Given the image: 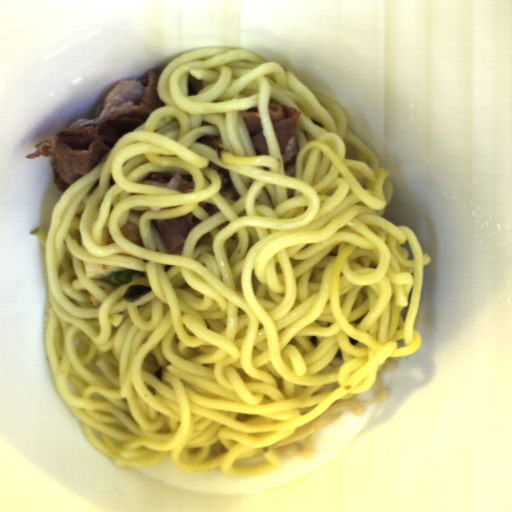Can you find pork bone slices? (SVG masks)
<instances>
[{
  "label": "pork bone slices",
  "instance_id": "2",
  "mask_svg": "<svg viewBox=\"0 0 512 512\" xmlns=\"http://www.w3.org/2000/svg\"><path fill=\"white\" fill-rule=\"evenodd\" d=\"M267 110L284 161V172L287 174L296 163L297 153H300L298 135L292 131L298 130L297 119L302 112L296 107L280 104L272 98L268 101Z\"/></svg>",
  "mask_w": 512,
  "mask_h": 512
},
{
  "label": "pork bone slices",
  "instance_id": "6",
  "mask_svg": "<svg viewBox=\"0 0 512 512\" xmlns=\"http://www.w3.org/2000/svg\"><path fill=\"white\" fill-rule=\"evenodd\" d=\"M208 168L217 172L222 180L221 190L218 191L221 196L234 201H238L239 198H242L233 184L229 169L223 168L211 160L208 162Z\"/></svg>",
  "mask_w": 512,
  "mask_h": 512
},
{
  "label": "pork bone slices",
  "instance_id": "10",
  "mask_svg": "<svg viewBox=\"0 0 512 512\" xmlns=\"http://www.w3.org/2000/svg\"><path fill=\"white\" fill-rule=\"evenodd\" d=\"M197 204L199 207L203 208L206 211V213L209 215V217L217 212H221V210L219 209L218 206L210 204L208 202L201 201V202H198Z\"/></svg>",
  "mask_w": 512,
  "mask_h": 512
},
{
  "label": "pork bone slices",
  "instance_id": "1",
  "mask_svg": "<svg viewBox=\"0 0 512 512\" xmlns=\"http://www.w3.org/2000/svg\"><path fill=\"white\" fill-rule=\"evenodd\" d=\"M161 70H145L138 79H121L100 92L88 118H78L50 140L39 141L24 159L50 157L53 182L62 193L101 164L118 140L142 126L166 102L157 84Z\"/></svg>",
  "mask_w": 512,
  "mask_h": 512
},
{
  "label": "pork bone slices",
  "instance_id": "4",
  "mask_svg": "<svg viewBox=\"0 0 512 512\" xmlns=\"http://www.w3.org/2000/svg\"><path fill=\"white\" fill-rule=\"evenodd\" d=\"M193 177L181 174L177 171L173 172H150L140 182L142 185H154L175 190L182 194L188 195L194 193L196 184Z\"/></svg>",
  "mask_w": 512,
  "mask_h": 512
},
{
  "label": "pork bone slices",
  "instance_id": "8",
  "mask_svg": "<svg viewBox=\"0 0 512 512\" xmlns=\"http://www.w3.org/2000/svg\"><path fill=\"white\" fill-rule=\"evenodd\" d=\"M196 143H203L211 148L215 149L217 152V157L221 159V153L223 151H230L228 149H224V147H220L219 144L223 143L221 134L218 135H202L195 139Z\"/></svg>",
  "mask_w": 512,
  "mask_h": 512
},
{
  "label": "pork bone slices",
  "instance_id": "5",
  "mask_svg": "<svg viewBox=\"0 0 512 512\" xmlns=\"http://www.w3.org/2000/svg\"><path fill=\"white\" fill-rule=\"evenodd\" d=\"M240 115L244 121L246 130L250 136L251 144L256 154L258 156L269 155L270 148L265 135H263L264 129L258 106H254L249 110H242Z\"/></svg>",
  "mask_w": 512,
  "mask_h": 512
},
{
  "label": "pork bone slices",
  "instance_id": "3",
  "mask_svg": "<svg viewBox=\"0 0 512 512\" xmlns=\"http://www.w3.org/2000/svg\"><path fill=\"white\" fill-rule=\"evenodd\" d=\"M152 227L159 235L169 255L182 256L184 254V242L191 230L204 222L191 211L182 217L150 220Z\"/></svg>",
  "mask_w": 512,
  "mask_h": 512
},
{
  "label": "pork bone slices",
  "instance_id": "9",
  "mask_svg": "<svg viewBox=\"0 0 512 512\" xmlns=\"http://www.w3.org/2000/svg\"><path fill=\"white\" fill-rule=\"evenodd\" d=\"M204 86L201 79H196L191 74L187 75V94L197 95L200 90H203Z\"/></svg>",
  "mask_w": 512,
  "mask_h": 512
},
{
  "label": "pork bone slices",
  "instance_id": "7",
  "mask_svg": "<svg viewBox=\"0 0 512 512\" xmlns=\"http://www.w3.org/2000/svg\"><path fill=\"white\" fill-rule=\"evenodd\" d=\"M120 231L122 235L133 242L134 244L138 245L141 248H146L144 245V242L140 236V229L138 225L132 223L130 220L126 221L120 228Z\"/></svg>",
  "mask_w": 512,
  "mask_h": 512
}]
</instances>
